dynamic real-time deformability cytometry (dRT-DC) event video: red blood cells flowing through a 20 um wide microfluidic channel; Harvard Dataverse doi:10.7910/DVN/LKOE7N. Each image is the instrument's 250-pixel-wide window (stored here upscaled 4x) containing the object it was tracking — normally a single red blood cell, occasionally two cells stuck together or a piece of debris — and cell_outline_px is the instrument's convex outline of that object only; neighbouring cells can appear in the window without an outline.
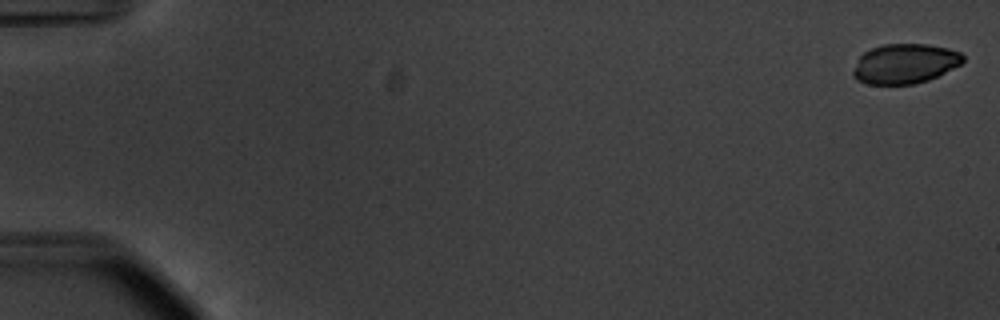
{"species": "common noctule bat (a hibernating species)", "species_latin": "Nyctalus noctula", "temperature_condition": "warm", "stored_images_in_passage": 12, "camera_frame_rate_fps": 3000, "um_per_image_px": 0.085, "animal": {"sex": "male", "body_mass_g": 20.1, "forearm_length_mm": 53.5}, "frame": {"image": 1, "passage_image": 1, "time_ms": 0.0, "image_size_px": [1000, 320], "cell_outline_px": [[964, 60], [960, 64], [928, 80], [916, 84], [868, 84], [856, 80], [852, 76], [852, 72], [860, 56], [864, 52], [872, 48], [884, 44], [928, 44], [948, 48], [960, 52], [964, 56]], "centroid_in_image_um": [76.89, 5.41], "position_along_channel_um": 8.1, "area_um2": 25.37}}